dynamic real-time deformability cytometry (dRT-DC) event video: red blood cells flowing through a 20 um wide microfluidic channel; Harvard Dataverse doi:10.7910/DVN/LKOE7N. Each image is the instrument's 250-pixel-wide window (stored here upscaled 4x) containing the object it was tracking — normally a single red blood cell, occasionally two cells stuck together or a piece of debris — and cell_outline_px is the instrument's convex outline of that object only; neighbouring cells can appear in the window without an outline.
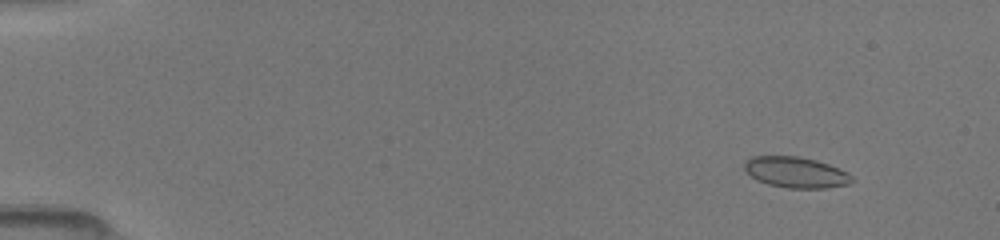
{"species": "common noctule bat (a hibernating species)", "species_latin": "Nyctalus noctula", "temperature_condition": "room temperature", "stored_images_in_passage": 19, "camera_frame_rate_fps": 3000, "um_per_image_px": 0.085, "animal": {"sex": "female", "body_mass_g": 19.5, "forearm_length_mm": 54.1}, "frame": {"image": 1, "passage_image": 6, "time_ms": 1.667, "image_size_px": [1000, 240], "cell_outline_px": [[856, 180], [848, 184], [824, 188], [788, 188], [768, 184], [752, 176], [744, 168], [744, 164], [752, 156], [800, 156], [816, 160], [828, 164], [848, 172]], "centroid_in_image_um": [67.7, 14.64], "position_along_channel_um": 17.3, "area_um2": 19.19}}
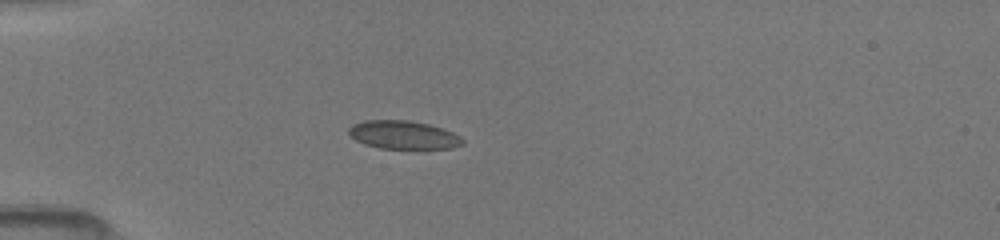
{"frame": {"image": 2, "passage_image": 16, "time_ms": 5.0, "image_size_px": [1000, 240], "cell_outline_px": [[464, 144], [452, 148], [380, 148], [364, 144], [356, 140], [348, 132], [348, 128], [352, 124], [364, 120], [408, 120], [428, 124], [444, 128], [460, 136], [464, 140]], "centroid_in_image_um": [34.29, 11.46], "position_along_channel_um": 50.7, "area_um2": 18.79}}